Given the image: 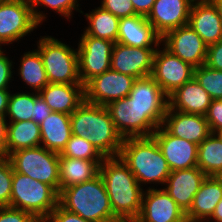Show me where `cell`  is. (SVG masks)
Segmentation results:
<instances>
[{
  "label": "cell",
  "mask_w": 222,
  "mask_h": 222,
  "mask_svg": "<svg viewBox=\"0 0 222 222\" xmlns=\"http://www.w3.org/2000/svg\"><path fill=\"white\" fill-rule=\"evenodd\" d=\"M215 134H216L217 137L222 141V129L216 131Z\"/></svg>",
  "instance_id": "cell-49"
},
{
  "label": "cell",
  "mask_w": 222,
  "mask_h": 222,
  "mask_svg": "<svg viewBox=\"0 0 222 222\" xmlns=\"http://www.w3.org/2000/svg\"><path fill=\"white\" fill-rule=\"evenodd\" d=\"M158 47H132L114 43L110 69L136 79L151 76L153 59Z\"/></svg>",
  "instance_id": "cell-14"
},
{
  "label": "cell",
  "mask_w": 222,
  "mask_h": 222,
  "mask_svg": "<svg viewBox=\"0 0 222 222\" xmlns=\"http://www.w3.org/2000/svg\"><path fill=\"white\" fill-rule=\"evenodd\" d=\"M58 204L90 222H121L113 214L100 174L84 183L62 189Z\"/></svg>",
  "instance_id": "cell-4"
},
{
  "label": "cell",
  "mask_w": 222,
  "mask_h": 222,
  "mask_svg": "<svg viewBox=\"0 0 222 222\" xmlns=\"http://www.w3.org/2000/svg\"><path fill=\"white\" fill-rule=\"evenodd\" d=\"M8 157L14 171L50 185L59 194V153L40 145L17 150Z\"/></svg>",
  "instance_id": "cell-8"
},
{
  "label": "cell",
  "mask_w": 222,
  "mask_h": 222,
  "mask_svg": "<svg viewBox=\"0 0 222 222\" xmlns=\"http://www.w3.org/2000/svg\"><path fill=\"white\" fill-rule=\"evenodd\" d=\"M81 13L85 15L89 23L84 28L83 34L117 42L120 18L104 10L101 6L92 9L90 13H83V11Z\"/></svg>",
  "instance_id": "cell-30"
},
{
  "label": "cell",
  "mask_w": 222,
  "mask_h": 222,
  "mask_svg": "<svg viewBox=\"0 0 222 222\" xmlns=\"http://www.w3.org/2000/svg\"><path fill=\"white\" fill-rule=\"evenodd\" d=\"M222 184V170L215 176Z\"/></svg>",
  "instance_id": "cell-50"
},
{
  "label": "cell",
  "mask_w": 222,
  "mask_h": 222,
  "mask_svg": "<svg viewBox=\"0 0 222 222\" xmlns=\"http://www.w3.org/2000/svg\"><path fill=\"white\" fill-rule=\"evenodd\" d=\"M162 37L146 17L133 15L120 18L117 42L132 47H159Z\"/></svg>",
  "instance_id": "cell-21"
},
{
  "label": "cell",
  "mask_w": 222,
  "mask_h": 222,
  "mask_svg": "<svg viewBox=\"0 0 222 222\" xmlns=\"http://www.w3.org/2000/svg\"><path fill=\"white\" fill-rule=\"evenodd\" d=\"M205 65L222 71V39L207 47V57Z\"/></svg>",
  "instance_id": "cell-42"
},
{
  "label": "cell",
  "mask_w": 222,
  "mask_h": 222,
  "mask_svg": "<svg viewBox=\"0 0 222 222\" xmlns=\"http://www.w3.org/2000/svg\"><path fill=\"white\" fill-rule=\"evenodd\" d=\"M11 91L6 118L8 122L29 121L34 117V92Z\"/></svg>",
  "instance_id": "cell-33"
},
{
  "label": "cell",
  "mask_w": 222,
  "mask_h": 222,
  "mask_svg": "<svg viewBox=\"0 0 222 222\" xmlns=\"http://www.w3.org/2000/svg\"><path fill=\"white\" fill-rule=\"evenodd\" d=\"M100 6L118 18L137 15L131 0H101Z\"/></svg>",
  "instance_id": "cell-37"
},
{
  "label": "cell",
  "mask_w": 222,
  "mask_h": 222,
  "mask_svg": "<svg viewBox=\"0 0 222 222\" xmlns=\"http://www.w3.org/2000/svg\"><path fill=\"white\" fill-rule=\"evenodd\" d=\"M72 135L85 138L104 157H118L123 138L106 106L84 102L70 114Z\"/></svg>",
  "instance_id": "cell-2"
},
{
  "label": "cell",
  "mask_w": 222,
  "mask_h": 222,
  "mask_svg": "<svg viewBox=\"0 0 222 222\" xmlns=\"http://www.w3.org/2000/svg\"><path fill=\"white\" fill-rule=\"evenodd\" d=\"M212 1L217 6L220 17L222 19V0H212Z\"/></svg>",
  "instance_id": "cell-48"
},
{
  "label": "cell",
  "mask_w": 222,
  "mask_h": 222,
  "mask_svg": "<svg viewBox=\"0 0 222 222\" xmlns=\"http://www.w3.org/2000/svg\"><path fill=\"white\" fill-rule=\"evenodd\" d=\"M194 78L213 100L222 99V71L212 69L204 64L194 68Z\"/></svg>",
  "instance_id": "cell-35"
},
{
  "label": "cell",
  "mask_w": 222,
  "mask_h": 222,
  "mask_svg": "<svg viewBox=\"0 0 222 222\" xmlns=\"http://www.w3.org/2000/svg\"><path fill=\"white\" fill-rule=\"evenodd\" d=\"M102 161H92L59 156L60 191L84 183L99 174Z\"/></svg>",
  "instance_id": "cell-26"
},
{
  "label": "cell",
  "mask_w": 222,
  "mask_h": 222,
  "mask_svg": "<svg viewBox=\"0 0 222 222\" xmlns=\"http://www.w3.org/2000/svg\"><path fill=\"white\" fill-rule=\"evenodd\" d=\"M222 199V184L215 176H207L185 213L187 222H206Z\"/></svg>",
  "instance_id": "cell-24"
},
{
  "label": "cell",
  "mask_w": 222,
  "mask_h": 222,
  "mask_svg": "<svg viewBox=\"0 0 222 222\" xmlns=\"http://www.w3.org/2000/svg\"><path fill=\"white\" fill-rule=\"evenodd\" d=\"M108 109L122 138L149 137L163 124L168 108H138L128 96L110 102Z\"/></svg>",
  "instance_id": "cell-5"
},
{
  "label": "cell",
  "mask_w": 222,
  "mask_h": 222,
  "mask_svg": "<svg viewBox=\"0 0 222 222\" xmlns=\"http://www.w3.org/2000/svg\"><path fill=\"white\" fill-rule=\"evenodd\" d=\"M78 40V66L81 83L85 86L91 79L110 69L113 41L81 34Z\"/></svg>",
  "instance_id": "cell-10"
},
{
  "label": "cell",
  "mask_w": 222,
  "mask_h": 222,
  "mask_svg": "<svg viewBox=\"0 0 222 222\" xmlns=\"http://www.w3.org/2000/svg\"><path fill=\"white\" fill-rule=\"evenodd\" d=\"M52 112L51 108L46 104L42 97L34 92V117L32 120L40 124Z\"/></svg>",
  "instance_id": "cell-43"
},
{
  "label": "cell",
  "mask_w": 222,
  "mask_h": 222,
  "mask_svg": "<svg viewBox=\"0 0 222 222\" xmlns=\"http://www.w3.org/2000/svg\"><path fill=\"white\" fill-rule=\"evenodd\" d=\"M152 137L156 140L171 172L197 166V144L171 135L162 125L155 130Z\"/></svg>",
  "instance_id": "cell-16"
},
{
  "label": "cell",
  "mask_w": 222,
  "mask_h": 222,
  "mask_svg": "<svg viewBox=\"0 0 222 222\" xmlns=\"http://www.w3.org/2000/svg\"><path fill=\"white\" fill-rule=\"evenodd\" d=\"M162 126L173 136L199 145L210 134L206 117L168 109Z\"/></svg>",
  "instance_id": "cell-20"
},
{
  "label": "cell",
  "mask_w": 222,
  "mask_h": 222,
  "mask_svg": "<svg viewBox=\"0 0 222 222\" xmlns=\"http://www.w3.org/2000/svg\"><path fill=\"white\" fill-rule=\"evenodd\" d=\"M52 112L70 115L85 100L83 84L48 83L39 93Z\"/></svg>",
  "instance_id": "cell-23"
},
{
  "label": "cell",
  "mask_w": 222,
  "mask_h": 222,
  "mask_svg": "<svg viewBox=\"0 0 222 222\" xmlns=\"http://www.w3.org/2000/svg\"><path fill=\"white\" fill-rule=\"evenodd\" d=\"M205 117L211 133L222 129V99L212 100Z\"/></svg>",
  "instance_id": "cell-39"
},
{
  "label": "cell",
  "mask_w": 222,
  "mask_h": 222,
  "mask_svg": "<svg viewBox=\"0 0 222 222\" xmlns=\"http://www.w3.org/2000/svg\"><path fill=\"white\" fill-rule=\"evenodd\" d=\"M13 167L8 156H0V207H10Z\"/></svg>",
  "instance_id": "cell-36"
},
{
  "label": "cell",
  "mask_w": 222,
  "mask_h": 222,
  "mask_svg": "<svg viewBox=\"0 0 222 222\" xmlns=\"http://www.w3.org/2000/svg\"><path fill=\"white\" fill-rule=\"evenodd\" d=\"M206 222H222V199L216 205L212 216Z\"/></svg>",
  "instance_id": "cell-47"
},
{
  "label": "cell",
  "mask_w": 222,
  "mask_h": 222,
  "mask_svg": "<svg viewBox=\"0 0 222 222\" xmlns=\"http://www.w3.org/2000/svg\"><path fill=\"white\" fill-rule=\"evenodd\" d=\"M161 46L194 68L206 62L208 46L189 24L168 31L162 37Z\"/></svg>",
  "instance_id": "cell-13"
},
{
  "label": "cell",
  "mask_w": 222,
  "mask_h": 222,
  "mask_svg": "<svg viewBox=\"0 0 222 222\" xmlns=\"http://www.w3.org/2000/svg\"><path fill=\"white\" fill-rule=\"evenodd\" d=\"M134 222H187L185 212L169 196L165 189L145 188L142 207Z\"/></svg>",
  "instance_id": "cell-15"
},
{
  "label": "cell",
  "mask_w": 222,
  "mask_h": 222,
  "mask_svg": "<svg viewBox=\"0 0 222 222\" xmlns=\"http://www.w3.org/2000/svg\"><path fill=\"white\" fill-rule=\"evenodd\" d=\"M168 98V109L204 116L213 100L194 77L176 89Z\"/></svg>",
  "instance_id": "cell-22"
},
{
  "label": "cell",
  "mask_w": 222,
  "mask_h": 222,
  "mask_svg": "<svg viewBox=\"0 0 222 222\" xmlns=\"http://www.w3.org/2000/svg\"><path fill=\"white\" fill-rule=\"evenodd\" d=\"M5 51L6 50L3 49L0 51V89H10L9 87L11 86H9V84L14 80V70L12 69L14 68L15 62L10 60L8 55H5Z\"/></svg>",
  "instance_id": "cell-40"
},
{
  "label": "cell",
  "mask_w": 222,
  "mask_h": 222,
  "mask_svg": "<svg viewBox=\"0 0 222 222\" xmlns=\"http://www.w3.org/2000/svg\"><path fill=\"white\" fill-rule=\"evenodd\" d=\"M138 108H168V95L151 77L136 79L128 95Z\"/></svg>",
  "instance_id": "cell-27"
},
{
  "label": "cell",
  "mask_w": 222,
  "mask_h": 222,
  "mask_svg": "<svg viewBox=\"0 0 222 222\" xmlns=\"http://www.w3.org/2000/svg\"><path fill=\"white\" fill-rule=\"evenodd\" d=\"M0 222H40L31 213L9 206L0 207Z\"/></svg>",
  "instance_id": "cell-38"
},
{
  "label": "cell",
  "mask_w": 222,
  "mask_h": 222,
  "mask_svg": "<svg viewBox=\"0 0 222 222\" xmlns=\"http://www.w3.org/2000/svg\"><path fill=\"white\" fill-rule=\"evenodd\" d=\"M36 22L30 0H0V46L19 42L35 29Z\"/></svg>",
  "instance_id": "cell-9"
},
{
  "label": "cell",
  "mask_w": 222,
  "mask_h": 222,
  "mask_svg": "<svg viewBox=\"0 0 222 222\" xmlns=\"http://www.w3.org/2000/svg\"><path fill=\"white\" fill-rule=\"evenodd\" d=\"M42 222H90L78 214L69 212L59 204Z\"/></svg>",
  "instance_id": "cell-41"
},
{
  "label": "cell",
  "mask_w": 222,
  "mask_h": 222,
  "mask_svg": "<svg viewBox=\"0 0 222 222\" xmlns=\"http://www.w3.org/2000/svg\"><path fill=\"white\" fill-rule=\"evenodd\" d=\"M206 177L207 175L197 166L190 169L175 170L170 173L163 189L186 213Z\"/></svg>",
  "instance_id": "cell-18"
},
{
  "label": "cell",
  "mask_w": 222,
  "mask_h": 222,
  "mask_svg": "<svg viewBox=\"0 0 222 222\" xmlns=\"http://www.w3.org/2000/svg\"><path fill=\"white\" fill-rule=\"evenodd\" d=\"M151 77L169 96L194 77V67L159 46L154 54Z\"/></svg>",
  "instance_id": "cell-11"
},
{
  "label": "cell",
  "mask_w": 222,
  "mask_h": 222,
  "mask_svg": "<svg viewBox=\"0 0 222 222\" xmlns=\"http://www.w3.org/2000/svg\"><path fill=\"white\" fill-rule=\"evenodd\" d=\"M197 167L207 176H216L222 170V141L215 133L198 145Z\"/></svg>",
  "instance_id": "cell-31"
},
{
  "label": "cell",
  "mask_w": 222,
  "mask_h": 222,
  "mask_svg": "<svg viewBox=\"0 0 222 222\" xmlns=\"http://www.w3.org/2000/svg\"><path fill=\"white\" fill-rule=\"evenodd\" d=\"M19 62V79L29 86L31 92L39 93L49 83L39 51L34 49L23 53Z\"/></svg>",
  "instance_id": "cell-29"
},
{
  "label": "cell",
  "mask_w": 222,
  "mask_h": 222,
  "mask_svg": "<svg viewBox=\"0 0 222 222\" xmlns=\"http://www.w3.org/2000/svg\"><path fill=\"white\" fill-rule=\"evenodd\" d=\"M37 50L42 57L49 83L82 84L77 48L45 35L37 41Z\"/></svg>",
  "instance_id": "cell-7"
},
{
  "label": "cell",
  "mask_w": 222,
  "mask_h": 222,
  "mask_svg": "<svg viewBox=\"0 0 222 222\" xmlns=\"http://www.w3.org/2000/svg\"><path fill=\"white\" fill-rule=\"evenodd\" d=\"M7 125V118L0 116V156H6Z\"/></svg>",
  "instance_id": "cell-45"
},
{
  "label": "cell",
  "mask_w": 222,
  "mask_h": 222,
  "mask_svg": "<svg viewBox=\"0 0 222 222\" xmlns=\"http://www.w3.org/2000/svg\"><path fill=\"white\" fill-rule=\"evenodd\" d=\"M135 80L128 74L109 69L84 86L85 101L107 106L112 101L127 97Z\"/></svg>",
  "instance_id": "cell-12"
},
{
  "label": "cell",
  "mask_w": 222,
  "mask_h": 222,
  "mask_svg": "<svg viewBox=\"0 0 222 222\" xmlns=\"http://www.w3.org/2000/svg\"><path fill=\"white\" fill-rule=\"evenodd\" d=\"M41 145L40 124L33 120L8 122L6 156L25 148Z\"/></svg>",
  "instance_id": "cell-28"
},
{
  "label": "cell",
  "mask_w": 222,
  "mask_h": 222,
  "mask_svg": "<svg viewBox=\"0 0 222 222\" xmlns=\"http://www.w3.org/2000/svg\"><path fill=\"white\" fill-rule=\"evenodd\" d=\"M32 5V12L36 22L39 25H43V21L47 19L46 13L40 11V8H49L57 15L63 16V18L69 20L73 16V12H82L80 10L79 0H30Z\"/></svg>",
  "instance_id": "cell-32"
},
{
  "label": "cell",
  "mask_w": 222,
  "mask_h": 222,
  "mask_svg": "<svg viewBox=\"0 0 222 222\" xmlns=\"http://www.w3.org/2000/svg\"><path fill=\"white\" fill-rule=\"evenodd\" d=\"M10 93L9 89H0V116H6Z\"/></svg>",
  "instance_id": "cell-46"
},
{
  "label": "cell",
  "mask_w": 222,
  "mask_h": 222,
  "mask_svg": "<svg viewBox=\"0 0 222 222\" xmlns=\"http://www.w3.org/2000/svg\"><path fill=\"white\" fill-rule=\"evenodd\" d=\"M119 157L143 187L147 184L156 185L155 188L159 184L163 186L171 173L167 161L152 136L124 138Z\"/></svg>",
  "instance_id": "cell-3"
},
{
  "label": "cell",
  "mask_w": 222,
  "mask_h": 222,
  "mask_svg": "<svg viewBox=\"0 0 222 222\" xmlns=\"http://www.w3.org/2000/svg\"><path fill=\"white\" fill-rule=\"evenodd\" d=\"M156 0H131L135 13L147 17Z\"/></svg>",
  "instance_id": "cell-44"
},
{
  "label": "cell",
  "mask_w": 222,
  "mask_h": 222,
  "mask_svg": "<svg viewBox=\"0 0 222 222\" xmlns=\"http://www.w3.org/2000/svg\"><path fill=\"white\" fill-rule=\"evenodd\" d=\"M188 24L207 46L222 39V19L212 0H194Z\"/></svg>",
  "instance_id": "cell-19"
},
{
  "label": "cell",
  "mask_w": 222,
  "mask_h": 222,
  "mask_svg": "<svg viewBox=\"0 0 222 222\" xmlns=\"http://www.w3.org/2000/svg\"><path fill=\"white\" fill-rule=\"evenodd\" d=\"M193 2L194 0H156L146 19L163 37L168 31L189 23Z\"/></svg>",
  "instance_id": "cell-17"
},
{
  "label": "cell",
  "mask_w": 222,
  "mask_h": 222,
  "mask_svg": "<svg viewBox=\"0 0 222 222\" xmlns=\"http://www.w3.org/2000/svg\"><path fill=\"white\" fill-rule=\"evenodd\" d=\"M59 156L92 161H103L104 159L90 142L76 135L71 136Z\"/></svg>",
  "instance_id": "cell-34"
},
{
  "label": "cell",
  "mask_w": 222,
  "mask_h": 222,
  "mask_svg": "<svg viewBox=\"0 0 222 222\" xmlns=\"http://www.w3.org/2000/svg\"><path fill=\"white\" fill-rule=\"evenodd\" d=\"M99 174L104 181L113 214L121 222H134L141 212L145 189L119 156L104 158Z\"/></svg>",
  "instance_id": "cell-1"
},
{
  "label": "cell",
  "mask_w": 222,
  "mask_h": 222,
  "mask_svg": "<svg viewBox=\"0 0 222 222\" xmlns=\"http://www.w3.org/2000/svg\"><path fill=\"white\" fill-rule=\"evenodd\" d=\"M40 133L41 146L60 154L72 136L70 115L51 112L40 123Z\"/></svg>",
  "instance_id": "cell-25"
},
{
  "label": "cell",
  "mask_w": 222,
  "mask_h": 222,
  "mask_svg": "<svg viewBox=\"0 0 222 222\" xmlns=\"http://www.w3.org/2000/svg\"><path fill=\"white\" fill-rule=\"evenodd\" d=\"M58 197L50 185L13 170L10 207L27 211L42 222L57 207Z\"/></svg>",
  "instance_id": "cell-6"
}]
</instances>
